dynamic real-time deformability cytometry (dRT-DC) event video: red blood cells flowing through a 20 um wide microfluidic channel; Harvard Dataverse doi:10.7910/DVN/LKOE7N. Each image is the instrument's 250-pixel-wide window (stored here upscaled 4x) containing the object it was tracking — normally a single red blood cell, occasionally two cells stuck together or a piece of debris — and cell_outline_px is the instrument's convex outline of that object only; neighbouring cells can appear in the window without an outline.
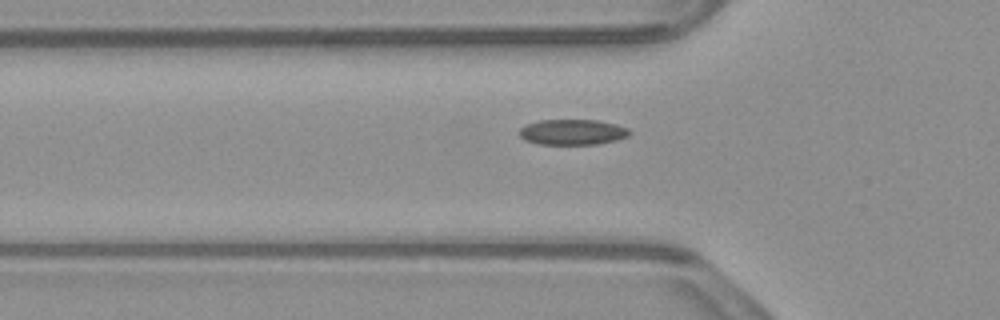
{"species": "common noctule bat (a hibernating species)", "species_latin": "Nyctalus noctula", "temperature_condition": "warm", "stored_images_in_passage": 36, "camera_frame_rate_fps": 3000, "um_per_image_px": 0.085, "animal": {"sex": "male", "body_mass_g": 23.1, "forearm_length_mm": 52.7}, "frame": {"image": 1, "passage_image": 6, "time_ms": 1.667, "image_size_px": [1000, 320], "cell_outline_px": [[632, 132], [628, 136], [616, 140], [596, 144], [536, 144], [524, 140], [520, 136], [520, 128], [528, 124], [540, 120], [596, 120], [616, 124], [628, 128]], "centroid_in_image_um": [48.67, 11.23], "position_along_channel_um": 77.1, "area_um2": 16.36}}
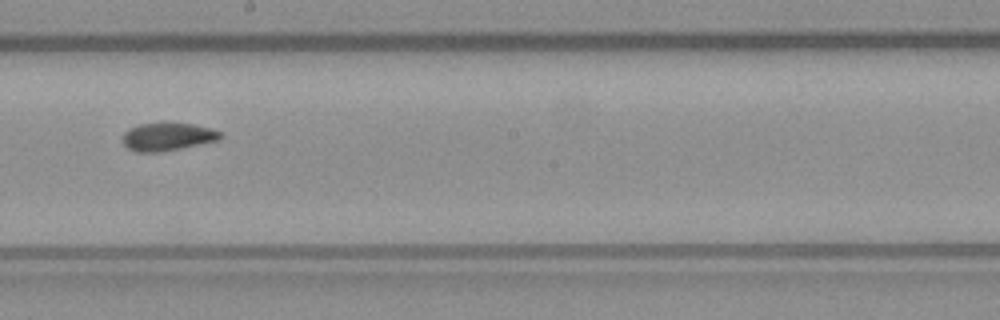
{"frame": {"image": 2, "passage_image": 18, "time_ms": 5.667, "image_size_px": [1000, 320], "cell_outline_px": [[224, 136], [220, 140], [160, 152], [136, 152], [128, 148], [124, 144], [124, 132], [128, 128], [140, 124], [192, 124], [212, 128], [224, 132]], "centroid_in_image_um": [14.3, 11.63], "position_along_channel_um": 233.9, "area_um2": 15.78}}
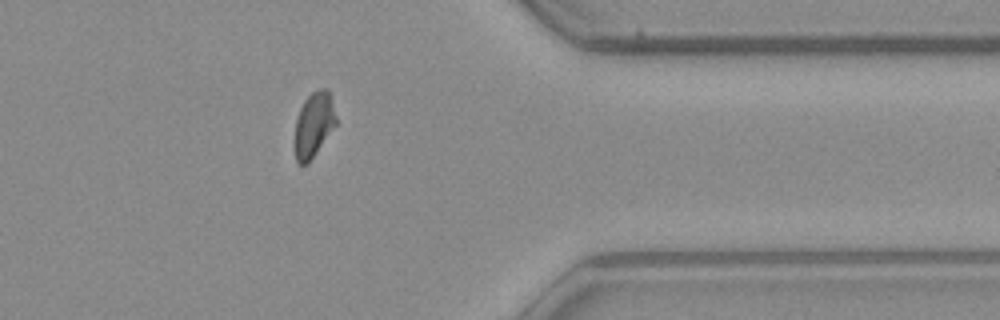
{"frame": {"image": 3, "passage_image": 31, "time_ms": 10.0, "image_size_px": [1000, 320], "cell_outline_px": [[336, 124], [308, 164], [300, 164], [296, 160], [296, 120], [300, 108], [304, 100], [312, 92], [320, 88], [328, 88], [332, 100], [336, 116]], "centroid_in_image_um": [26.69, 10.55], "position_along_channel_um": 384.7, "area_um2": 15.32}, "authors_computed_cell_mechanics": {"area_um2": 16.1262, "velocity_mm_per_s": 3.8915, "shape_relaxation_time_tau1_ms": null, "shape_relaxation_time_tau2_ms": 1.8153, "deformation_change_tau1": null, "deformation_change_tau2": 0.0643}}